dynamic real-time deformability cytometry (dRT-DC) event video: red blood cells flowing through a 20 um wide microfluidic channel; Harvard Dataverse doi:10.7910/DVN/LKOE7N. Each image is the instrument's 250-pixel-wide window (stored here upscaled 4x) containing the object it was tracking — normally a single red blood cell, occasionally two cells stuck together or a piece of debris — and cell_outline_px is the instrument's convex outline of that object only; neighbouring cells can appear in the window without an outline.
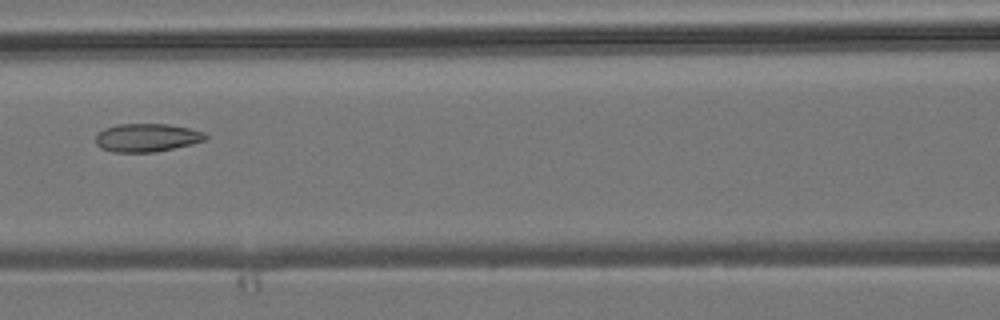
{"species": "common noctule bat (a hibernating species)", "species_latin": "Nyctalus noctula", "temperature_condition": "room temperature", "stored_images_in_passage": 5, "camera_frame_rate_fps": 3000, "um_per_image_px": 0.085, "animal": {"sex": "male", "body_mass_g": 19.2, "forearm_length_mm": 51.8}, "frame": {"image": 1, "passage_image": 3, "time_ms": 2.333, "image_size_px": [1000, 320], "cell_outline_px": [[208, 136], [204, 140], [192, 144], [152, 152], [112, 152], [100, 148], [96, 144], [96, 136], [104, 128], [116, 124], [168, 124], [188, 128], [204, 132]], "centroid_in_image_um": [12.45, 11.7], "position_along_channel_um": 154.1, "area_um2": 17.98}}
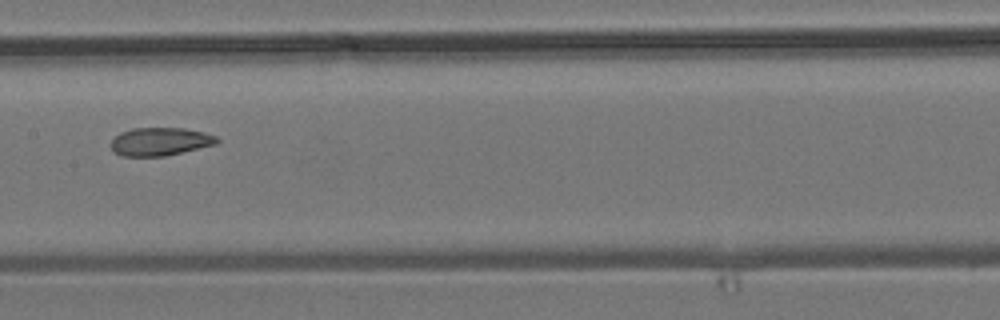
{"frame": {"image": 2, "passage_image": 4, "time_ms": 3.333, "image_size_px": [1000, 320], "cell_outline_px": [[220, 140], [216, 144], [164, 156], [120, 156], [112, 152], [112, 140], [120, 132], [132, 128], [184, 128], [204, 132], [216, 136]], "centroid_in_image_um": [13.59, 12.03], "position_along_channel_um": 193.8, "area_um2": 17.34}}
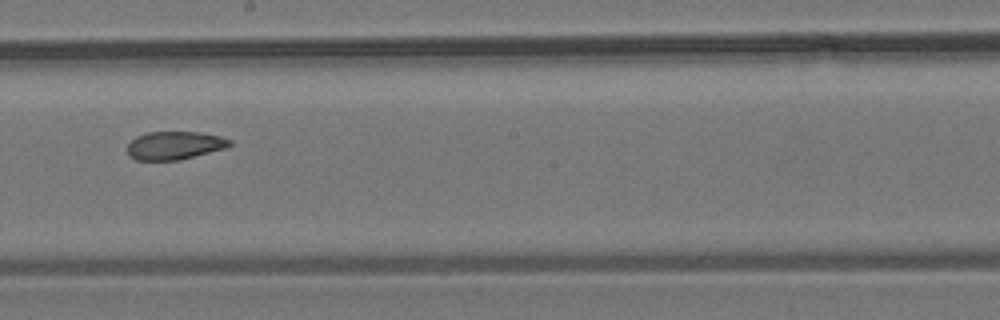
{"frame": {"image": 3, "passage_image": 5, "time_ms": 4.333, "image_size_px": [1000, 320], "cell_outline_px": [[232, 144], [228, 148], [180, 160], [136, 160], [128, 156], [128, 144], [136, 136], [148, 132], [200, 132], [220, 136], [232, 140]], "centroid_in_image_um": [14.87, 12.36], "position_along_channel_um": 233.3, "area_um2": 16.99}}